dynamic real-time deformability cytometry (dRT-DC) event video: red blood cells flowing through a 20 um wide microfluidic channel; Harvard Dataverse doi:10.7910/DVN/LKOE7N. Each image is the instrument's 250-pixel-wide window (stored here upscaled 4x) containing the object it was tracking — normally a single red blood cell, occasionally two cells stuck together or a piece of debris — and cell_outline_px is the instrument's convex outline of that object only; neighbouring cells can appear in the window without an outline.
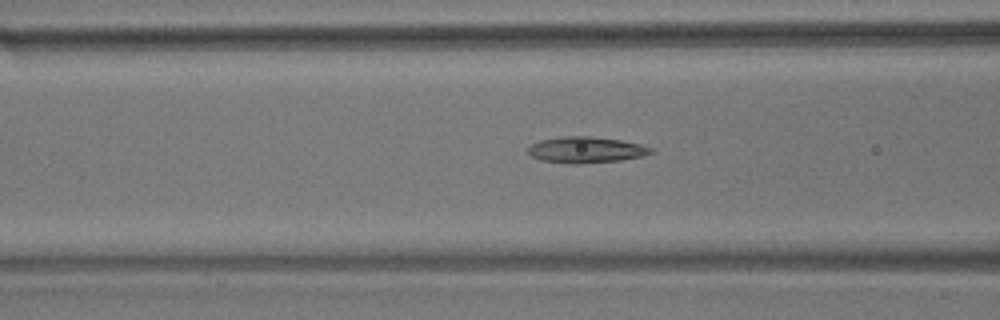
{"species": "common noctule bat (a hibernating species)", "species_latin": "Nyctalus noctula", "temperature_condition": "room temperature", "stored_images_in_passage": 35, "camera_frame_rate_fps": 3000, "um_per_image_px": 0.085, "animal": {"sex": "male", "body_mass_g": 17.9}, "frame": {"image": 1, "passage_image": 13, "time_ms": 4.0, "image_size_px": [1000, 320], "cell_outline_px": [[656, 152], [640, 156], [620, 160], [580, 164], [572, 164], [540, 160], [532, 156], [528, 152], [528, 148], [532, 144], [540, 140], [560, 136], [588, 136], [620, 140], [640, 144], [652, 148]], "centroid_in_image_um": [49.8, 12.73], "position_along_channel_um": 116.8, "area_um2": 18.67}}
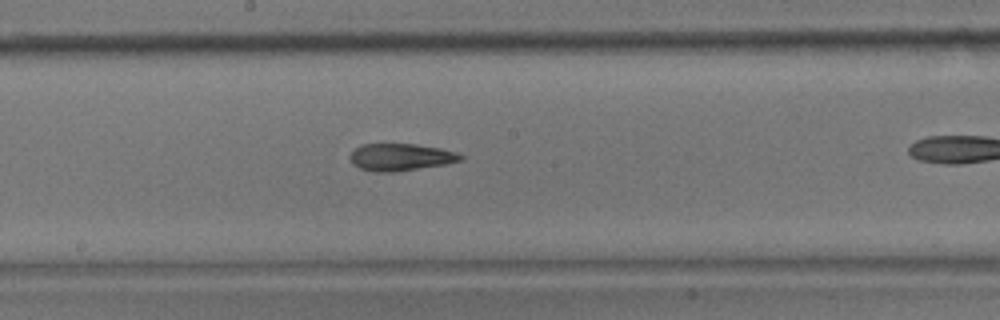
{"frame": {"image": 2, "passage_image": 21, "time_ms": 6.667, "image_size_px": [1000, 320], "cell_outline_px": [[464, 160], [444, 164], [396, 172], [376, 172], [360, 168], [352, 164], [348, 156], [360, 144], [416, 144], [440, 148], [456, 152], [464, 156]], "centroid_in_image_um": [34.04, 13.35], "position_along_channel_um": 214.2, "area_um2": 17.57}}
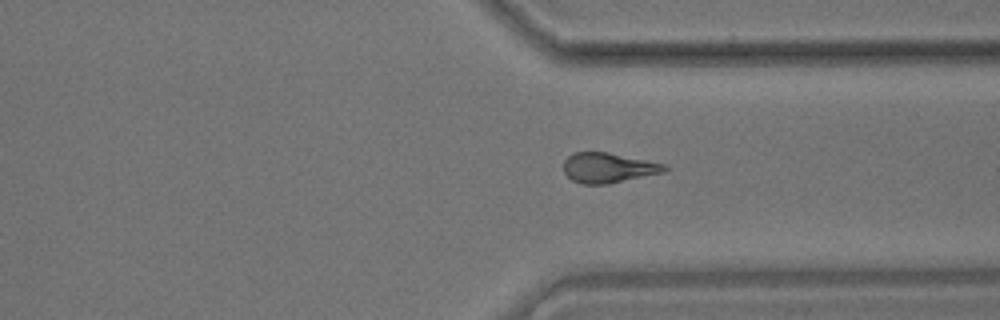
{"frame": {"image": 3, "passage_image": 33, "time_ms": 10.667, "image_size_px": [1000, 320], "cell_outline_px": [[668, 168], [664, 172], [608, 184], [584, 184], [572, 180], [564, 172], [564, 160], [572, 152], [608, 152], [648, 160], [664, 164]], "centroid_in_image_um": [51.69, 14.25], "position_along_channel_um": 359.7, "area_um2": 17.63}}